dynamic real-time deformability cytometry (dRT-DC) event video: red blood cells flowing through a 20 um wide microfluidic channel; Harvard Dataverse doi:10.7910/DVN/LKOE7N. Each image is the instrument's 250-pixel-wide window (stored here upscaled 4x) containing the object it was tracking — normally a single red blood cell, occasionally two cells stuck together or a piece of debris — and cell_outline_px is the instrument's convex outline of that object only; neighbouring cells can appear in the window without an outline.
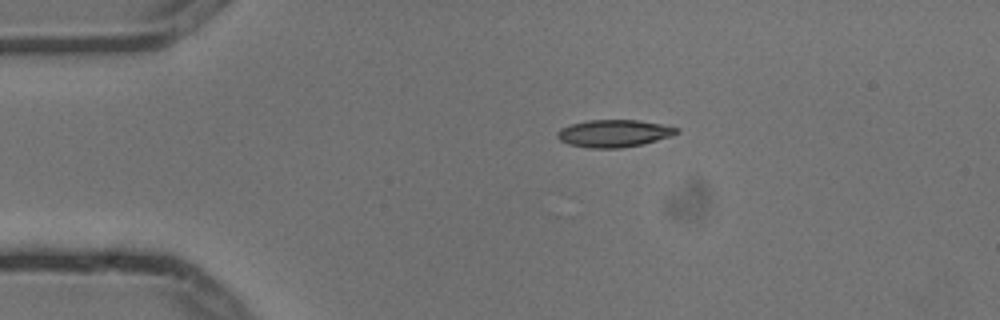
{"species": "common noctule bat (a hibernating species)", "species_latin": "Nyctalus noctula", "temperature_condition": "cold", "stored_images_in_passage": 6, "camera_frame_rate_fps": 3000, "um_per_image_px": 0.085, "animal": {"sex": "male", "body_mass_g": 13.3}, "frame": {"image": 1, "passage_image": 6, "time_ms": 1.667, "image_size_px": [1000, 320], "cell_outline_px": [[680, 132], [672, 136], [644, 144], [620, 148], [592, 148], [568, 144], [560, 140], [556, 136], [556, 132], [560, 128], [572, 124], [588, 120], [640, 120], [680, 128]], "centroid_in_image_um": [52.21, 11.34], "position_along_channel_um": 32.8, "area_um2": 19.13}}